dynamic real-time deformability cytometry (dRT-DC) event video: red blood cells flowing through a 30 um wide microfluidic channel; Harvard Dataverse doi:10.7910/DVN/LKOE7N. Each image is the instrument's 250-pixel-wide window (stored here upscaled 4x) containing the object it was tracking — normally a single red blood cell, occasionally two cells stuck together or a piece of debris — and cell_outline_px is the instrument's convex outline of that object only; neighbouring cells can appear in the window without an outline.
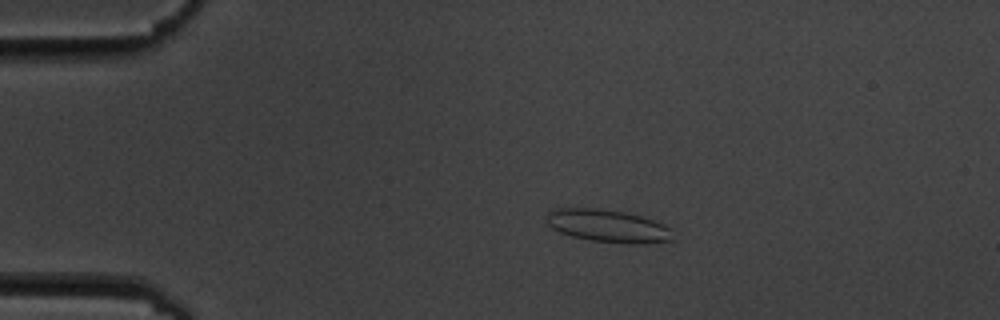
{"species": "common noctule bat (a hibernating species)", "species_latin": "Nyctalus noctula", "temperature_condition": "cold", "stored_images_in_passage": 2, "camera_frame_rate_fps": 3000, "um_per_image_px": 0.085, "animal": {"sex": "male", "body_mass_g": 19.5, "forearm_length_mm": 54.6}, "frame": {"image": 1, "passage_image": 1, "time_ms": 0.0, "image_size_px": [1000, 320], "cell_outline_px": [[672, 240], [644, 244], [632, 244], [592, 240], [572, 236], [560, 232], [552, 228], [548, 224], [548, 212], [556, 208], [596, 208], [624, 212], [640, 216], [664, 224], [672, 228]], "centroid_in_image_um": [51.7, 19.21], "position_along_channel_um": 33.3, "area_um2": 23.87}}